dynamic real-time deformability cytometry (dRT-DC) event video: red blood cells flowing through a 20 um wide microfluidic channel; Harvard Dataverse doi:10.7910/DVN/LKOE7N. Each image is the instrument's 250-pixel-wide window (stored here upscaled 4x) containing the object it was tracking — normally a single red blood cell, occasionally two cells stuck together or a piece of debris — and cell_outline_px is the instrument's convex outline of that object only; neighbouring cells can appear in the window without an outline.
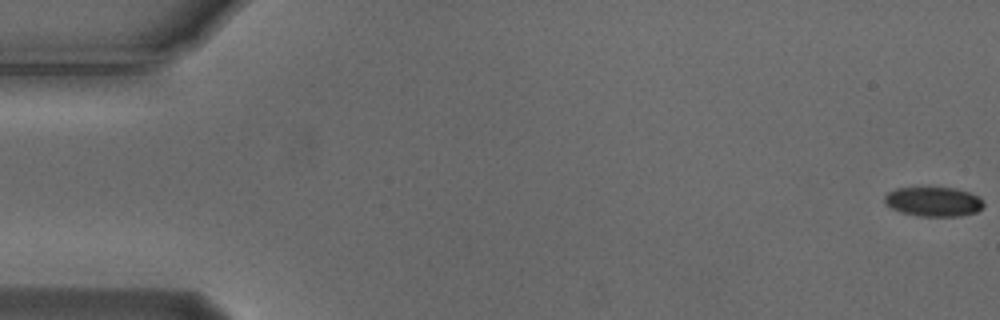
{"species": "Egyptian fruit bat (a non-hibernating species)", "species_latin": "Rousettus aegyptiacus", "temperature_condition": "cold", "stored_images_in_passage": 57, "segment_of_instrument_passage": [1, 2], "camera_frame_rate_fps": 3000, "um_per_image_px": 0.085, "animal": {"sex": "male"}, "frame": {"image": 1, "passage_image": 1, "time_ms": 0.0, "image_size_px": [1000, 320], "cell_outline_px": [[984, 204], [976, 212], [960, 216], [920, 216], [900, 212], [884, 204], [884, 196], [888, 192], [896, 188], [956, 188], [980, 196]], "centroid_in_image_um": [79.33, 17.14], "position_along_channel_um": 5.7, "area_um2": 16.99}}
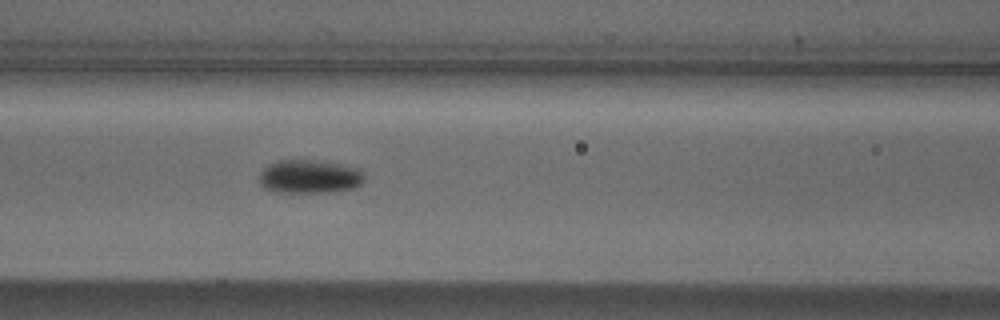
{"frame": {"image": 2, "passage_image": 24, "time_ms": 7.667, "image_size_px": [1000, 320], "cell_outline_px": [[364, 180], [360, 184], [352, 188], [328, 192], [272, 192], [264, 188], [260, 184], [260, 172], [268, 164], [280, 160], [316, 160], [340, 164], [360, 168], [364, 176]], "centroid_in_image_um": [26.29, 15.01], "position_along_channel_um": 140.3, "area_um2": 20.58}}
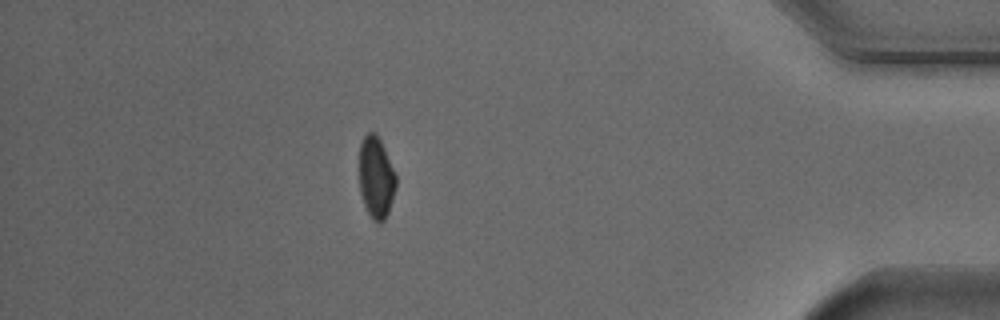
{"frame": {"image": 3, "passage_image": 49, "time_ms": 16.0, "image_size_px": [1000, 320], "cell_outline_px": [[396, 188], [388, 212], [384, 220], [380, 224], [372, 220], [364, 204], [360, 192], [360, 144], [364, 136], [368, 132], [376, 132], [384, 148], [396, 176]], "centroid_in_image_um": [31.97, 15.1], "position_along_channel_um": 403.2, "area_um2": 17.34}}